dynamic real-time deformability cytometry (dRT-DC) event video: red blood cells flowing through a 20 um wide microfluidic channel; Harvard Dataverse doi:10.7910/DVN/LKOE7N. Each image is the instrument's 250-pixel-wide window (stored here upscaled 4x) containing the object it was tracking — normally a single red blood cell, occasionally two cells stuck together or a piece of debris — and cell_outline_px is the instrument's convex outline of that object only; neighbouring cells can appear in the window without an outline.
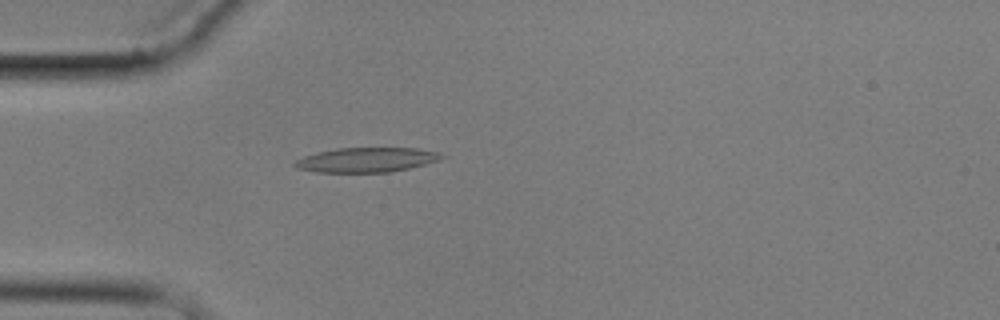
{"species": "common noctule bat (a hibernating species)", "species_latin": "Nyctalus noctula", "temperature_condition": "cold", "stored_images_in_passage": 5, "camera_frame_rate_fps": 3000, "um_per_image_px": 0.085, "animal": {"sex": "male", "body_mass_g": 17.9}, "frame": {"image": 1, "passage_image": 5, "time_ms": 5.0, "image_size_px": [1000, 320], "cell_outline_px": [[448, 156], [440, 160], [412, 168], [388, 172], [316, 172], [296, 168], [292, 164], [296, 160], [304, 156], [316, 152], [336, 148], [416, 148], [440, 152]], "centroid_in_image_um": [31.19, 13.58], "position_along_channel_um": 53.8, "area_um2": 21.33}}